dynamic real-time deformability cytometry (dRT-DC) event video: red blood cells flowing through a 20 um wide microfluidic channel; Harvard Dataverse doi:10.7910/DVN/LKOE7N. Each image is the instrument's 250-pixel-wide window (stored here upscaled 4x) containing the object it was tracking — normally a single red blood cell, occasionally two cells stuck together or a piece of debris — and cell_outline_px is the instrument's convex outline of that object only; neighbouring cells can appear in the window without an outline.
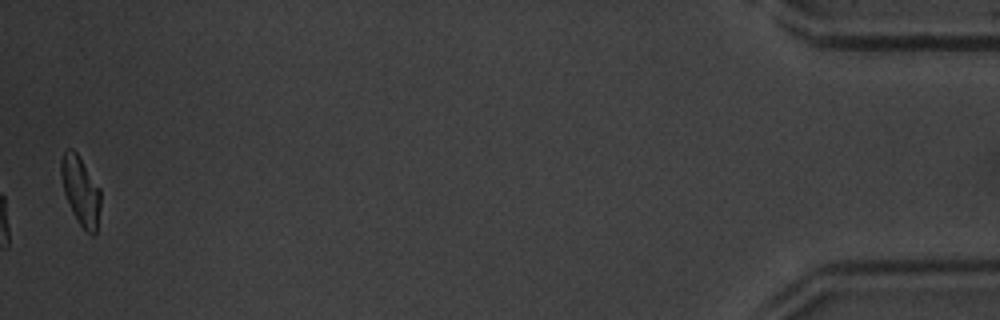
{"species": "common noctule bat (a hibernating species)", "species_latin": "Nyctalus noctula", "temperature_condition": "warm", "stored_images_in_passage": 34, "camera_frame_rate_fps": 3000, "um_per_image_px": 0.085, "animal": {"sex": "male", "body_mass_g": 20.1, "forearm_length_mm": 53.5}, "frame": {"image": 1, "passage_image": 34, "time_ms": 11.0, "image_size_px": [1000, 320], "cell_outline_px": [[100, 208], [96, 232], [92, 236], [80, 224], [72, 212], [64, 192], [60, 172], [60, 160], [64, 148], [72, 148], [76, 152], [100, 188]], "centroid_in_image_um": [6.83, 16.17], "position_along_channel_um": 428.4, "area_um2": 15.78}, "authors_computed_cell_mechanics": {"area_um2": 16.5886, "velocity_mm_per_s": 4.25, "shape_relaxation_time_tau1_ms": 2.9406, "shape_relaxation_time_tau2_ms": 3.5067, "deformation_change_tau1": 0.1373, "deformation_change_tau2": 0.1165}}